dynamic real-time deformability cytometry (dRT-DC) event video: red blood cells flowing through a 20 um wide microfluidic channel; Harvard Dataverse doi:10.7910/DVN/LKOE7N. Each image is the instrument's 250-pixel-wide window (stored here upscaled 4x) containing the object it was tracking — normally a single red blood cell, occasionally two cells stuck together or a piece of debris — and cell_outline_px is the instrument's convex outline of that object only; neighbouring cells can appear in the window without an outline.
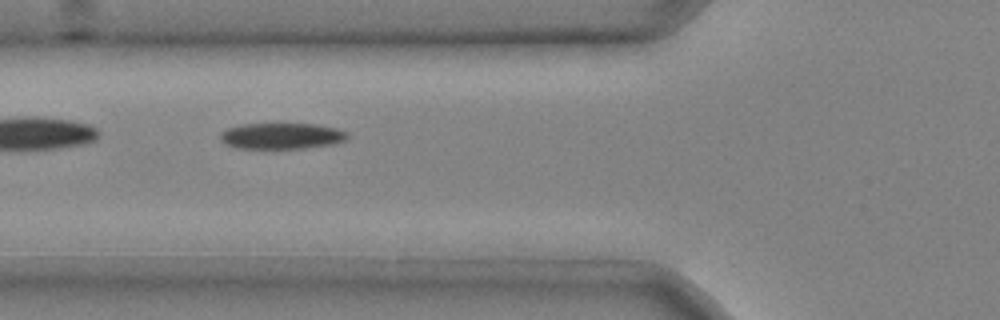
{"species": "common noctule bat (a hibernating species)", "species_latin": "Nyctalus noctula", "temperature_condition": "cold", "stored_images_in_passage": 7, "camera_frame_rate_fps": 3000, "um_per_image_px": 0.085, "animal": {"sex": "male", "body_mass_g": 20.4}, "frame": {"image": 1, "passage_image": 3, "time_ms": 0.667, "image_size_px": [1000, 320], "cell_outline_px": [[348, 136], [344, 140], [332, 144], [304, 148], [236, 148], [228, 144], [220, 136], [220, 132], [228, 128], [244, 124], [312, 124], [336, 128], [348, 132]], "centroid_in_image_um": [23.96, 11.55], "position_along_channel_um": 101.8, "area_um2": 18.96}}
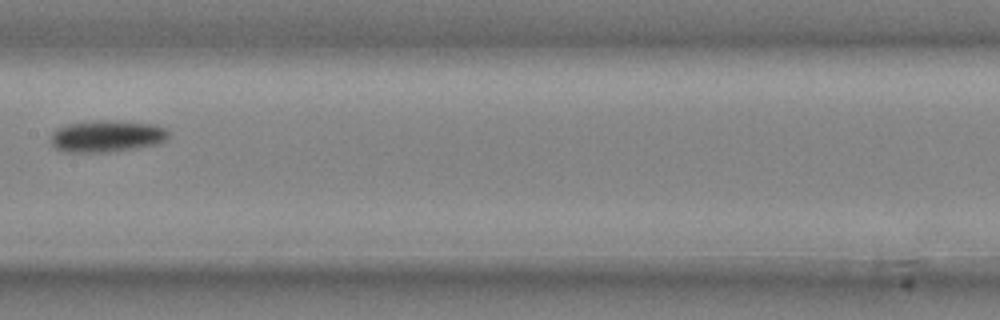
{"frame": {"image": 2, "passage_image": 5, "time_ms": 1.333, "image_size_px": [1000, 320], "cell_outline_px": [[168, 136], [160, 144], [136, 148], [104, 152], [68, 152], [56, 148], [52, 144], [52, 132], [68, 124], [92, 120], [116, 120], [156, 124], [168, 128]], "centroid_in_image_um": [9.14, 11.56], "position_along_channel_um": 198.3, "area_um2": 21.91}}
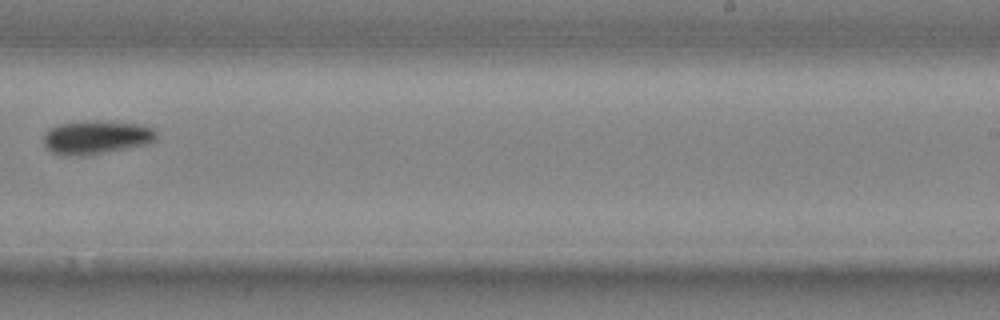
{"frame": {"image": 3, "passage_image": 7, "time_ms": 2.0, "image_size_px": [1000, 320], "cell_outline_px": [[156, 140], [148, 144], [80, 156], [52, 152], [44, 144], [44, 132], [48, 128], [60, 124], [84, 120], [88, 120], [140, 124], [152, 128], [156, 132]], "centroid_in_image_um": [8.18, 11.64], "position_along_channel_um": 280.8, "area_um2": 21.79}}